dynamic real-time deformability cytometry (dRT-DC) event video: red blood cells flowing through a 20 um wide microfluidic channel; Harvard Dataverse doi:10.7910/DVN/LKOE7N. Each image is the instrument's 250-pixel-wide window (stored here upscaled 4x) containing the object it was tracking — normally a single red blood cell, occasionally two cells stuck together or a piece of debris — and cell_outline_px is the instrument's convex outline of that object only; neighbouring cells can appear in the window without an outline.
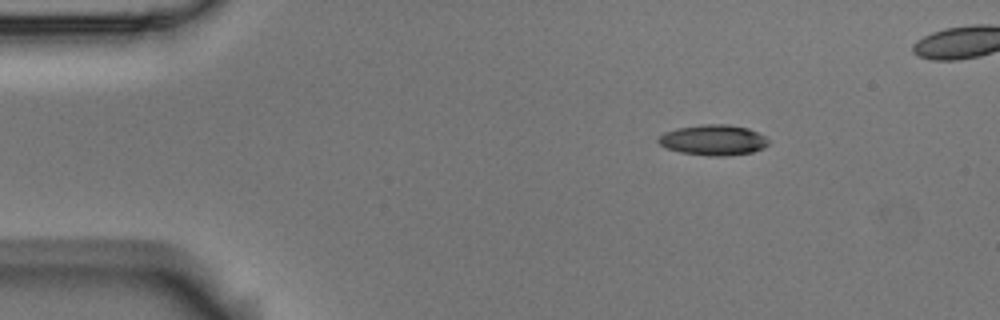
{"species": "Egyptian fruit bat (a non-hibernating species)", "species_latin": "Rousettus aegyptiacus", "temperature_condition": "room temperature", "stored_images_in_passage": 7, "camera_frame_rate_fps": 3000, "um_per_image_px": 0.085, "animal": {"sex": "male"}, "frame": {"image": 1, "passage_image": 3, "time_ms": 0.667, "image_size_px": [1000, 320], "cell_outline_px": [[768, 144], [764, 148], [752, 152], [724, 156], [708, 156], [680, 152], [668, 148], [660, 144], [656, 140], [664, 132], [676, 128], [700, 124], [728, 124], [748, 128], [764, 136], [768, 140]], "centroid_in_image_um": [60.62, 11.89], "position_along_channel_um": 24.4, "area_um2": 19.59}}
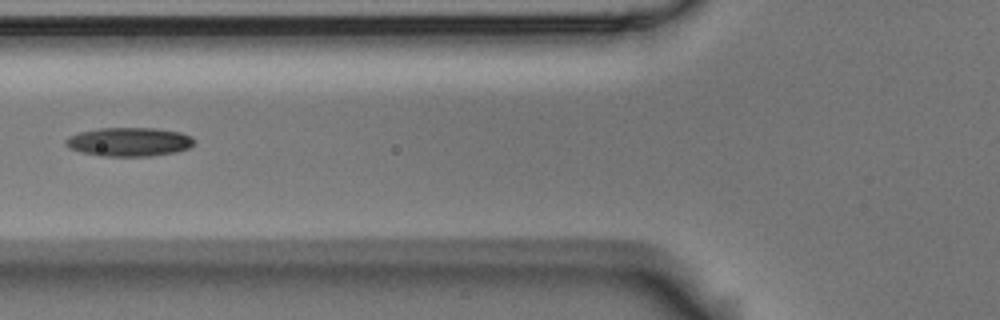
{"frame": {"image": 2, "passage_image": 7, "time_ms": 2.0, "image_size_px": [1000, 320], "cell_outline_px": [[192, 144], [188, 148], [176, 152], [152, 156], [100, 156], [84, 152], [72, 148], [64, 144], [64, 140], [68, 136], [80, 132], [100, 128], [156, 128], [180, 132], [192, 136]], "centroid_in_image_um": [10.97, 12.05], "position_along_channel_um": 114.8, "area_um2": 21.44}}